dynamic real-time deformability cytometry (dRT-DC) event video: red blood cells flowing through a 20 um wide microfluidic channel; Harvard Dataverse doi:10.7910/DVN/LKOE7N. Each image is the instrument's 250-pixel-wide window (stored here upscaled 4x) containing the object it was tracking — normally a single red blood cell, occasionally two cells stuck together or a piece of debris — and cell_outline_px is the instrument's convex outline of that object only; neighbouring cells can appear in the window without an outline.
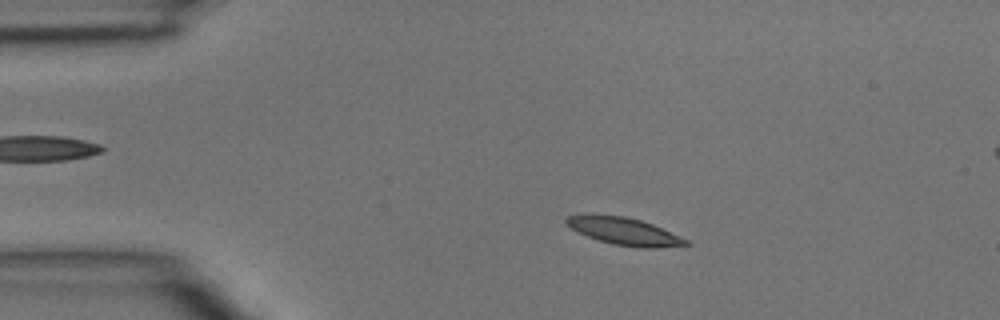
{"species": "common noctule bat (a hibernating species)", "species_latin": "Nyctalus noctula", "temperature_condition": "room temperature", "stored_images_in_passage": 49, "segment_of_instrument_passage": [1, 2], "camera_frame_rate_fps": 3000, "um_per_image_px": 0.085, "animal": {"sex": "male", "body_mass_g": 15.6}, "frame": {"image": 1, "passage_image": 9, "time_ms": 2.667, "image_size_px": [1000, 320], "cell_outline_px": [[692, 244], [656, 248], [640, 248], [612, 244], [576, 232], [564, 224], [564, 220], [568, 216], [624, 216], [640, 220], [652, 224], [680, 236], [688, 240]], "centroid_in_image_um": [53.09, 19.69], "position_along_channel_um": 31.9, "area_um2": 18.67}}
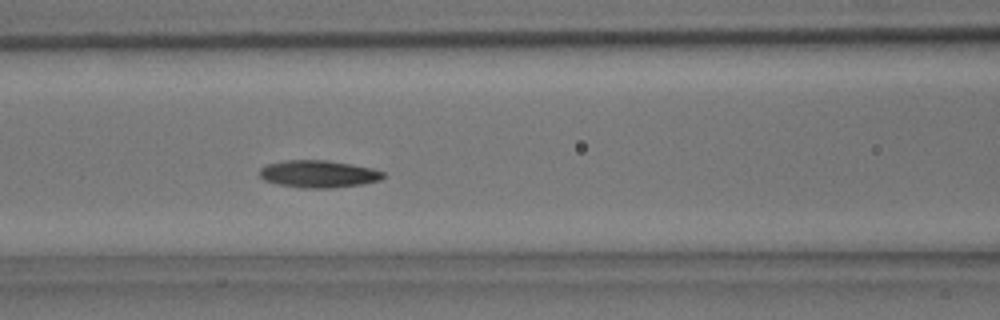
{"frame": {"image": 2, "passage_image": 20, "time_ms": 6.333, "image_size_px": [1000, 320], "cell_outline_px": [[384, 176], [380, 180], [364, 184], [332, 188], [300, 188], [276, 184], [264, 180], [260, 176], [260, 168], [268, 164], [288, 160], [328, 160], [352, 164], [372, 168], [384, 172]], "centroid_in_image_um": [27.08, 14.79], "position_along_channel_um": 139.5, "area_um2": 19.77}}
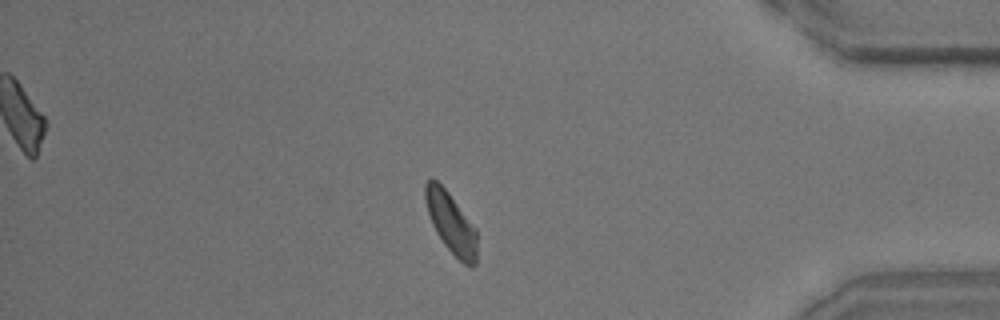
{"frame": {"image": 3, "passage_image": 41, "time_ms": 13.333, "image_size_px": [1000, 320], "cell_outline_px": [[476, 264], [472, 268], [464, 264], [444, 244], [436, 232], [432, 224], [428, 212], [424, 196], [424, 184], [432, 176], [448, 192], [476, 228]], "centroid_in_image_um": [38.32, 18.93], "position_along_channel_um": 396.9, "area_um2": 18.15}}